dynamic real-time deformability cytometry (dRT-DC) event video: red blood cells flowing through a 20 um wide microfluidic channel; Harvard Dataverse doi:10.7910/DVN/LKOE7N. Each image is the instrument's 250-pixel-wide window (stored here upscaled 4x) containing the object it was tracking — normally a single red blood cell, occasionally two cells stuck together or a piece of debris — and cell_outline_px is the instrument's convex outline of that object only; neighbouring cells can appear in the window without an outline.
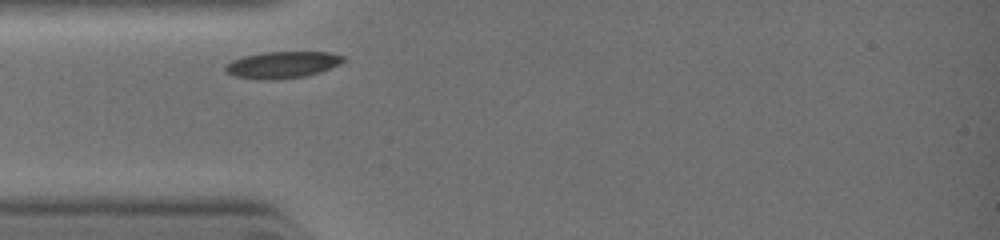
{"species": "common noctule bat (a hibernating species)", "species_latin": "Nyctalus noctula", "temperature_condition": "warm", "stored_images_in_passage": 16, "camera_frame_rate_fps": 3000, "um_per_image_px": 0.085, "animal": {"sex": "female", "body_mass_g": 19.0, "forearm_length_mm": 51.5}, "frame": {"image": 1, "passage_image": 1, "time_ms": 0.0, "image_size_px": [1000, 240], "cell_outline_px": [[344, 60], [340, 64], [320, 72], [304, 76], [276, 80], [260, 80], [236, 76], [228, 72], [224, 68], [224, 64], [232, 60], [244, 56], [264, 52], [332, 52], [344, 56]], "centroid_in_image_um": [24.0, 5.5], "position_along_channel_um": 61.0, "area_um2": 18.38}}
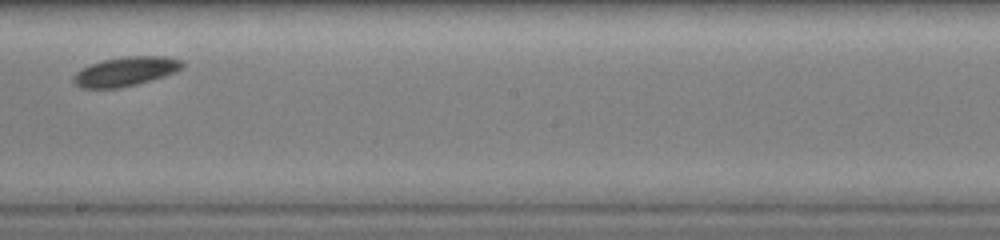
{"frame": {"image": 2, "passage_image": 9, "time_ms": 3.333, "image_size_px": [1000, 240], "cell_outline_px": [[184, 64], [176, 72], [164, 76], [136, 84], [120, 88], [80, 88], [72, 80], [72, 76], [76, 72], [92, 64], [104, 60], [124, 56], [168, 56], [180, 60]], "centroid_in_image_um": [10.67, 6.07], "position_along_channel_um": 237.5, "area_um2": 18.38}}
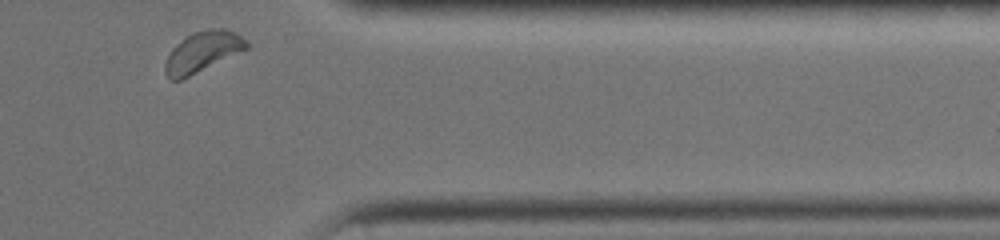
{"frame": {"image": 3, "passage_image": 16, "time_ms": 6.333, "image_size_px": [1000, 240], "cell_outline_px": [[248, 48], [180, 80], [172, 80], [164, 72], [164, 64], [172, 48], [180, 40], [192, 32], [208, 28], [224, 28], [240, 36], [248, 44]], "centroid_in_image_um": [17.17, 4.39], "position_along_channel_um": 394.2, "area_um2": 18.84}}